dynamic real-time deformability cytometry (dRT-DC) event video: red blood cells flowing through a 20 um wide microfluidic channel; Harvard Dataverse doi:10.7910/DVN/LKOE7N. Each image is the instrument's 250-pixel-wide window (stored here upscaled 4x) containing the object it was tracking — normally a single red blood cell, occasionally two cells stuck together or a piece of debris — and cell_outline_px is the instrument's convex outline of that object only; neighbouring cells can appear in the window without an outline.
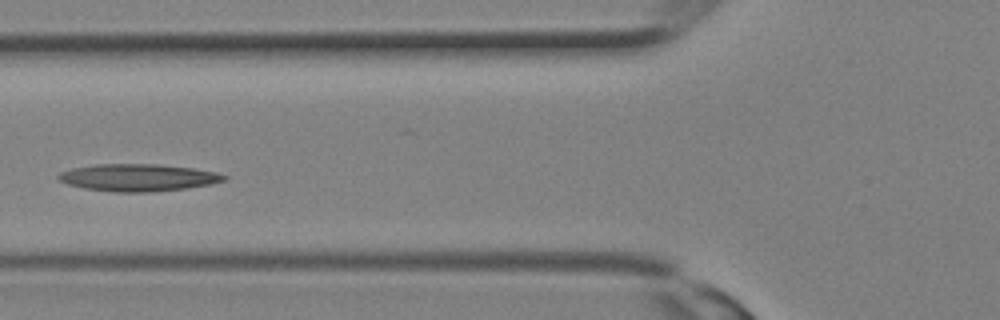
{"species": "Egyptian fruit bat (a non-hibernating species)", "species_latin": "Rousettus aegyptiacus", "temperature_condition": "room temperature", "stored_images_in_passage": 13, "camera_frame_rate_fps": 3000, "um_per_image_px": 0.085, "animal": {"sex": "female"}, "frame": {"image": 1, "passage_image": 9, "time_ms": 2.667, "image_size_px": [1000, 320], "cell_outline_px": [[228, 180], [212, 184], [184, 188], [152, 192], [112, 192], [84, 188], [68, 184], [60, 180], [56, 176], [60, 172], [72, 168], [96, 164], [156, 164], [192, 168], [216, 172], [228, 176]], "centroid_in_image_um": [11.75, 15.09], "position_along_channel_um": 114.1, "area_um2": 26.3}}
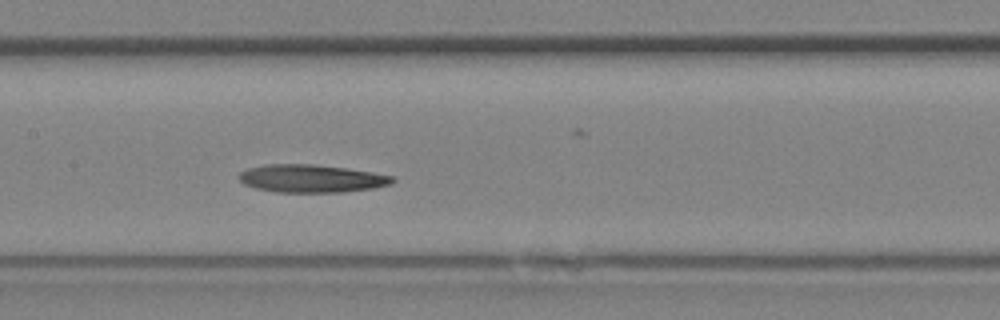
{"frame": {"image": 2, "passage_image": 12, "time_ms": 3.667, "image_size_px": [1000, 320], "cell_outline_px": [[396, 180], [392, 184], [372, 188], [344, 192], [276, 192], [256, 188], [244, 184], [236, 176], [240, 172], [248, 168], [268, 164], [312, 164], [344, 168], [372, 172], [392, 176]], "centroid_in_image_um": [26.45, 15.17], "position_along_channel_um": 181.0, "area_um2": 24.85}}